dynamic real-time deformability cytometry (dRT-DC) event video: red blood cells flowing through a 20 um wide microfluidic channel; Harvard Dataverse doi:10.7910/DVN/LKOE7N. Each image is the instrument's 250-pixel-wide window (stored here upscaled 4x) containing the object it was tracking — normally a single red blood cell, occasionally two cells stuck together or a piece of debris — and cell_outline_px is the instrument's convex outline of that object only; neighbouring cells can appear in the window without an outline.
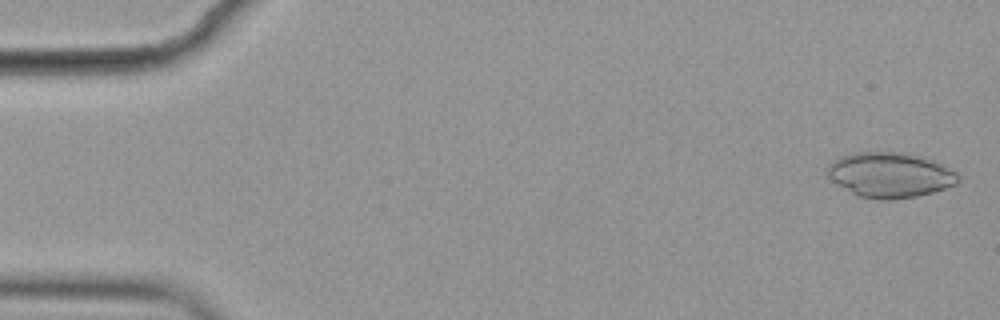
{"species": "common noctule bat (a hibernating species)", "species_latin": "Nyctalus noctula", "temperature_condition": "cold", "stored_images_in_passage": 55, "camera_frame_rate_fps": 3000, "um_per_image_px": 0.085, "animal": {"sex": "female", "body_mass_g": 19.9}, "frame": {"image": 1, "passage_image": 1, "time_ms": 0.0, "image_size_px": [1000, 320], "cell_outline_px": [[960, 180], [956, 184], [932, 192], [916, 196], [888, 200], [880, 200], [860, 196], [836, 184], [828, 176], [828, 164], [832, 160], [844, 156], [860, 152], [896, 152], [920, 156], [936, 160], [944, 164], [956, 172], [960, 176]], "centroid_in_image_um": [75.69, 14.87], "position_along_channel_um": 9.3, "area_um2": 34.22}}
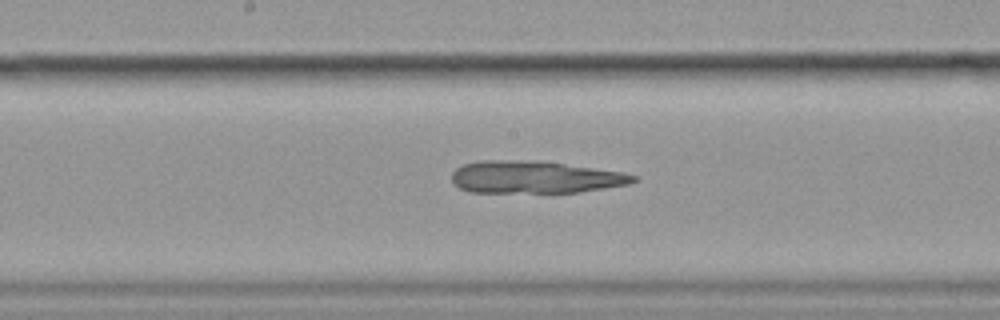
{"frame": {"image": 2, "passage_image": 28, "time_ms": 9.0, "image_size_px": [1000, 320], "cell_outline_px": [[640, 180], [628, 184], [580, 192], [472, 192], [460, 188], [452, 180], [452, 172], [456, 168], [464, 164], [480, 160], [536, 160], [624, 172], [636, 176]], "centroid_in_image_um": [45.48, 15.05], "position_along_channel_um": 202.7, "area_um2": 34.16}}
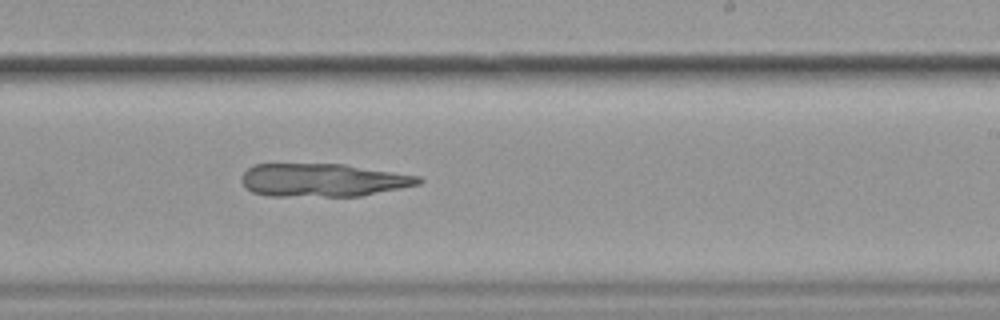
{"frame": {"image": 3, "passage_image": 33, "time_ms": 10.667, "image_size_px": [1000, 320], "cell_outline_px": [[424, 180], [420, 184], [360, 196], [268, 196], [252, 192], [244, 184], [240, 176], [248, 168], [256, 164], [344, 164], [420, 176]], "centroid_in_image_um": [27.45, 15.31], "position_along_channel_um": 261.5, "area_um2": 34.1}}